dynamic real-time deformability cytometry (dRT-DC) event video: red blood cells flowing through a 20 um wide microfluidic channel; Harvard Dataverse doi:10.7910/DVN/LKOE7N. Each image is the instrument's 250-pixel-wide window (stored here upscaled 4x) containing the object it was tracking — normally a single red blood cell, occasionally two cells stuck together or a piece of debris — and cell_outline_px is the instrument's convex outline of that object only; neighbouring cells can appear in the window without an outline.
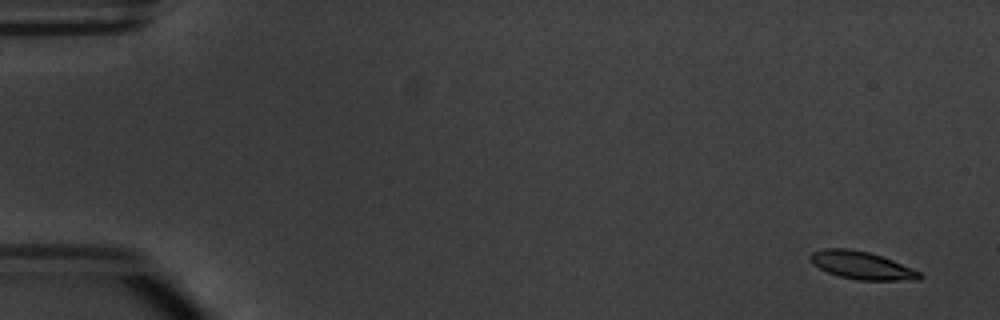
{"species": "common noctule bat (a hibernating species)", "species_latin": "Nyctalus noctula", "temperature_condition": "warm", "stored_images_in_passage": 5, "camera_frame_rate_fps": 3000, "um_per_image_px": 0.085, "animal": {"sex": "male", "body_mass_g": 20.1, "forearm_length_mm": 53.5}, "frame": {"image": 1, "passage_image": 1, "time_ms": 0.0, "image_size_px": [1000, 320], "cell_outline_px": [[924, 276], [920, 280], [856, 280], [840, 276], [828, 272], [820, 268], [808, 256], [812, 252], [824, 248], [848, 248], [868, 252], [892, 260], [912, 268], [920, 272]], "centroid_in_image_um": [73.28, 22.56], "position_along_channel_um": 11.7, "area_um2": 17.51}}